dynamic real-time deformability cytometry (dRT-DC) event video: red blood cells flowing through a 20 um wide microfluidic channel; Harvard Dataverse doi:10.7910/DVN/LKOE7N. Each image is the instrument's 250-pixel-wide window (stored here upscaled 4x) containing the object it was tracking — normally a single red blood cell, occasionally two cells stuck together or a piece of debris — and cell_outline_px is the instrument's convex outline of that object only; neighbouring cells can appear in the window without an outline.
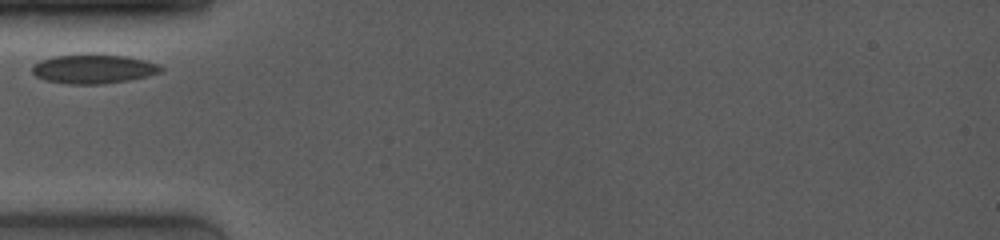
{"species": "common noctule bat (a hibernating species)", "species_latin": "Nyctalus noctula", "temperature_condition": "room temperature", "stored_images_in_passage": 1, "camera_frame_rate_fps": 4000, "um_per_image_px": 0.085, "animal": {"sex": "female", "body_mass_g": 19.0, "forearm_length_mm": 53.3}, "frame": {"image": 1, "passage_image": 1, "time_ms": 0.0, "image_size_px": [1000, 240], "cell_outline_px": [[164, 68], [160, 72], [148, 76], [128, 80], [100, 84], [68, 84], [44, 80], [36, 76], [32, 72], [32, 64], [40, 60], [52, 56], [124, 56], [144, 60], [160, 64]], "centroid_in_image_um": [7.93, 5.89], "position_along_channel_um": 77.1, "area_um2": 21.39}}